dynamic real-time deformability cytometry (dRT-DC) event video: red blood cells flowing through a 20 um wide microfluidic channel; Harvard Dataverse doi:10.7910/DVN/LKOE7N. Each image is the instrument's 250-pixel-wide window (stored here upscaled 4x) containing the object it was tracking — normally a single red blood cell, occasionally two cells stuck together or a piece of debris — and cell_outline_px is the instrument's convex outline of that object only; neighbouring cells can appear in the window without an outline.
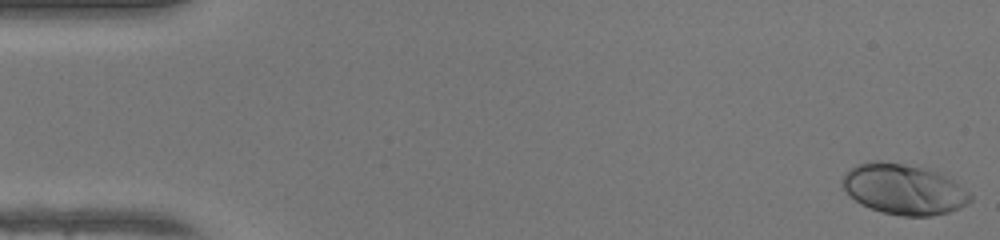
{"species": "human", "species_latin": "Homo sapiens", "temperature_condition": "warm", "stored_images_in_passage": 49, "camera_frame_rate_fps": 3000, "um_per_image_px": 0.085, "donor": {"sex": "female"}, "frame": {"image": 1, "passage_image": 1, "time_ms": 0.0, "image_size_px": [1000, 240], "cell_outline_px": [[972, 200], [968, 204], [960, 208], [948, 212], [932, 216], [900, 216], [884, 212], [860, 204], [844, 188], [840, 180], [844, 172], [848, 168], [856, 164], [872, 160], [880, 160], [904, 164], [924, 168], [936, 172], [952, 180], [968, 192], [972, 196]], "centroid_in_image_um": [76.78, 16.07], "position_along_channel_um": 8.2, "area_um2": 37.57}}
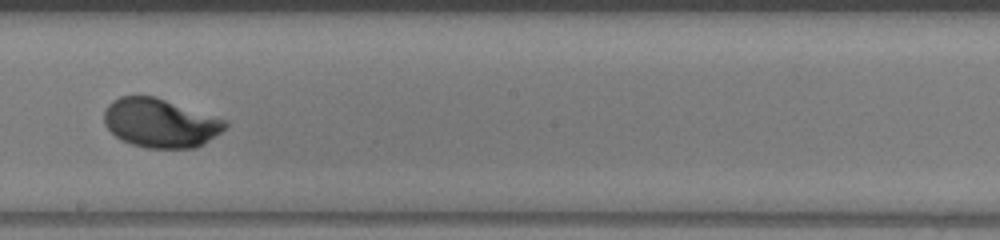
{"frame": {"image": 2, "passage_image": 28, "time_ms": 9.0, "image_size_px": [1000, 240], "cell_outline_px": [[228, 124], [220, 132], [204, 144], [196, 148], [148, 148], [132, 144], [120, 140], [104, 124], [104, 112], [108, 104], [112, 100], [120, 96], [156, 96], [228, 120]], "centroid_in_image_um": [13.63, 10.45], "position_along_channel_um": 234.6, "area_um2": 34.68}}
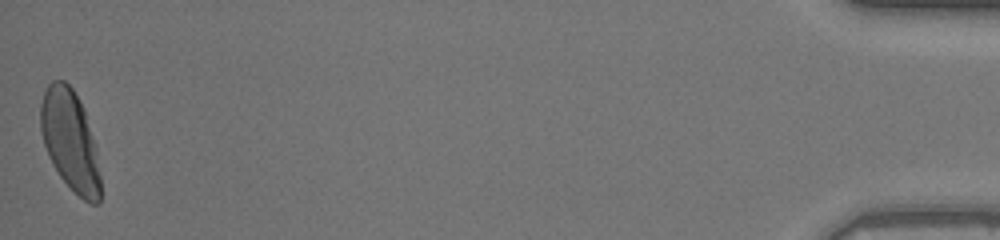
{"frame": {"image": 3, "passage_image": 49, "time_ms": 16.0, "image_size_px": [1000, 240], "cell_outline_px": [[100, 204], [92, 204], [84, 200], [60, 176], [52, 164], [48, 156], [40, 132], [40, 104], [44, 92], [48, 84], [52, 80], [64, 80], [72, 88], [84, 108], [96, 144], [100, 176]], "centroid_in_image_um": [5.96, 11.92], "position_along_channel_um": 429.2, "area_um2": 35.26}, "authors_computed_cell_mechanics": {"area_um2": 34.7378, "velocity_mm_per_s": 4.2242, "shape_relaxation_time_tau1_ms": 2.1295, "shape_relaxation_time_tau2_ms": null, "deformation_change_tau1": 0.1525, "deformation_change_tau2": null}}